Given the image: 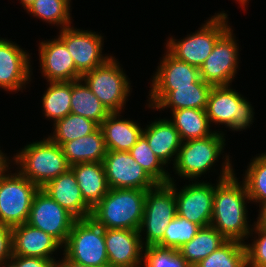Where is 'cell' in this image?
Masks as SVG:
<instances>
[{"label": "cell", "mask_w": 266, "mask_h": 267, "mask_svg": "<svg viewBox=\"0 0 266 267\" xmlns=\"http://www.w3.org/2000/svg\"><path fill=\"white\" fill-rule=\"evenodd\" d=\"M230 162V157L225 155L218 183L215 185L210 226L214 227L227 240L245 243V238H249L252 231L251 225L247 221L246 206V203L251 201L245 183L238 182Z\"/></svg>", "instance_id": "obj_1"}, {"label": "cell", "mask_w": 266, "mask_h": 267, "mask_svg": "<svg viewBox=\"0 0 266 267\" xmlns=\"http://www.w3.org/2000/svg\"><path fill=\"white\" fill-rule=\"evenodd\" d=\"M147 190L110 188L92 209L91 218L104 229H140Z\"/></svg>", "instance_id": "obj_2"}, {"label": "cell", "mask_w": 266, "mask_h": 267, "mask_svg": "<svg viewBox=\"0 0 266 267\" xmlns=\"http://www.w3.org/2000/svg\"><path fill=\"white\" fill-rule=\"evenodd\" d=\"M10 162L17 165L18 171L39 188L70 168L62 147L49 137L27 144Z\"/></svg>", "instance_id": "obj_3"}, {"label": "cell", "mask_w": 266, "mask_h": 267, "mask_svg": "<svg viewBox=\"0 0 266 267\" xmlns=\"http://www.w3.org/2000/svg\"><path fill=\"white\" fill-rule=\"evenodd\" d=\"M224 12L215 13L192 35L181 40L169 37L166 50L176 59L200 68L212 53L217 40L231 27Z\"/></svg>", "instance_id": "obj_4"}, {"label": "cell", "mask_w": 266, "mask_h": 267, "mask_svg": "<svg viewBox=\"0 0 266 267\" xmlns=\"http://www.w3.org/2000/svg\"><path fill=\"white\" fill-rule=\"evenodd\" d=\"M174 180L171 177L169 183L157 184L147 190L143 220L139 229L144 247L157 245L163 239L166 227L177 215ZM142 234L146 237L143 238Z\"/></svg>", "instance_id": "obj_5"}, {"label": "cell", "mask_w": 266, "mask_h": 267, "mask_svg": "<svg viewBox=\"0 0 266 267\" xmlns=\"http://www.w3.org/2000/svg\"><path fill=\"white\" fill-rule=\"evenodd\" d=\"M104 228L91 217L76 219L68 235L63 255L82 265L100 267L109 264Z\"/></svg>", "instance_id": "obj_6"}, {"label": "cell", "mask_w": 266, "mask_h": 267, "mask_svg": "<svg viewBox=\"0 0 266 267\" xmlns=\"http://www.w3.org/2000/svg\"><path fill=\"white\" fill-rule=\"evenodd\" d=\"M224 135L223 131H216L204 138L183 141L173 166L174 174L193 181L209 172L223 153L226 144Z\"/></svg>", "instance_id": "obj_7"}, {"label": "cell", "mask_w": 266, "mask_h": 267, "mask_svg": "<svg viewBox=\"0 0 266 267\" xmlns=\"http://www.w3.org/2000/svg\"><path fill=\"white\" fill-rule=\"evenodd\" d=\"M117 60L113 56L81 77L110 113L122 112L131 90L130 79Z\"/></svg>", "instance_id": "obj_8"}, {"label": "cell", "mask_w": 266, "mask_h": 267, "mask_svg": "<svg viewBox=\"0 0 266 267\" xmlns=\"http://www.w3.org/2000/svg\"><path fill=\"white\" fill-rule=\"evenodd\" d=\"M253 109L250 101L230 86H213L205 111L210 124H221L233 131H241L254 122Z\"/></svg>", "instance_id": "obj_9"}, {"label": "cell", "mask_w": 266, "mask_h": 267, "mask_svg": "<svg viewBox=\"0 0 266 267\" xmlns=\"http://www.w3.org/2000/svg\"><path fill=\"white\" fill-rule=\"evenodd\" d=\"M16 172L0 178V224L11 228L27 223L33 199L40 189Z\"/></svg>", "instance_id": "obj_10"}, {"label": "cell", "mask_w": 266, "mask_h": 267, "mask_svg": "<svg viewBox=\"0 0 266 267\" xmlns=\"http://www.w3.org/2000/svg\"><path fill=\"white\" fill-rule=\"evenodd\" d=\"M237 41L230 27L216 42L212 53L199 68L200 78L212 86H231L238 68Z\"/></svg>", "instance_id": "obj_11"}, {"label": "cell", "mask_w": 266, "mask_h": 267, "mask_svg": "<svg viewBox=\"0 0 266 267\" xmlns=\"http://www.w3.org/2000/svg\"><path fill=\"white\" fill-rule=\"evenodd\" d=\"M75 220L71 213L40 188L33 199L27 224L51 235L63 246Z\"/></svg>", "instance_id": "obj_12"}, {"label": "cell", "mask_w": 266, "mask_h": 267, "mask_svg": "<svg viewBox=\"0 0 266 267\" xmlns=\"http://www.w3.org/2000/svg\"><path fill=\"white\" fill-rule=\"evenodd\" d=\"M161 59L150 83L147 106L153 110L175 87L191 86L200 79L199 68L176 59L167 50Z\"/></svg>", "instance_id": "obj_13"}, {"label": "cell", "mask_w": 266, "mask_h": 267, "mask_svg": "<svg viewBox=\"0 0 266 267\" xmlns=\"http://www.w3.org/2000/svg\"><path fill=\"white\" fill-rule=\"evenodd\" d=\"M58 38L67 47L76 69L83 75L106 63L111 55H102L103 36L91 30L68 26L59 31Z\"/></svg>", "instance_id": "obj_14"}, {"label": "cell", "mask_w": 266, "mask_h": 267, "mask_svg": "<svg viewBox=\"0 0 266 267\" xmlns=\"http://www.w3.org/2000/svg\"><path fill=\"white\" fill-rule=\"evenodd\" d=\"M103 165L109 188L149 190L157 185L129 151L108 150Z\"/></svg>", "instance_id": "obj_15"}, {"label": "cell", "mask_w": 266, "mask_h": 267, "mask_svg": "<svg viewBox=\"0 0 266 267\" xmlns=\"http://www.w3.org/2000/svg\"><path fill=\"white\" fill-rule=\"evenodd\" d=\"M176 186L175 183L177 214L201 228L210 226L215 184L194 180L180 190Z\"/></svg>", "instance_id": "obj_16"}, {"label": "cell", "mask_w": 266, "mask_h": 267, "mask_svg": "<svg viewBox=\"0 0 266 267\" xmlns=\"http://www.w3.org/2000/svg\"><path fill=\"white\" fill-rule=\"evenodd\" d=\"M30 57L17 43L0 38V88L11 92L26 89L33 75Z\"/></svg>", "instance_id": "obj_17"}, {"label": "cell", "mask_w": 266, "mask_h": 267, "mask_svg": "<svg viewBox=\"0 0 266 267\" xmlns=\"http://www.w3.org/2000/svg\"><path fill=\"white\" fill-rule=\"evenodd\" d=\"M41 73L47 82H71L81 79L74 61L65 46L57 37L39 43Z\"/></svg>", "instance_id": "obj_18"}, {"label": "cell", "mask_w": 266, "mask_h": 267, "mask_svg": "<svg viewBox=\"0 0 266 267\" xmlns=\"http://www.w3.org/2000/svg\"><path fill=\"white\" fill-rule=\"evenodd\" d=\"M108 262L114 267H141L144 246L138 230H104Z\"/></svg>", "instance_id": "obj_19"}, {"label": "cell", "mask_w": 266, "mask_h": 267, "mask_svg": "<svg viewBox=\"0 0 266 267\" xmlns=\"http://www.w3.org/2000/svg\"><path fill=\"white\" fill-rule=\"evenodd\" d=\"M60 248L55 238L27 223L12 228V256L54 259L53 252Z\"/></svg>", "instance_id": "obj_20"}, {"label": "cell", "mask_w": 266, "mask_h": 267, "mask_svg": "<svg viewBox=\"0 0 266 267\" xmlns=\"http://www.w3.org/2000/svg\"><path fill=\"white\" fill-rule=\"evenodd\" d=\"M41 189L76 219L91 217L92 208L84 201L78 182L70 168Z\"/></svg>", "instance_id": "obj_21"}, {"label": "cell", "mask_w": 266, "mask_h": 267, "mask_svg": "<svg viewBox=\"0 0 266 267\" xmlns=\"http://www.w3.org/2000/svg\"><path fill=\"white\" fill-rule=\"evenodd\" d=\"M142 134L147 138L151 150L161 159L165 166L170 164L171 160L174 165L183 141L169 119H156L143 128Z\"/></svg>", "instance_id": "obj_22"}, {"label": "cell", "mask_w": 266, "mask_h": 267, "mask_svg": "<svg viewBox=\"0 0 266 267\" xmlns=\"http://www.w3.org/2000/svg\"><path fill=\"white\" fill-rule=\"evenodd\" d=\"M84 201L93 209L108 193L103 162L77 163L70 166Z\"/></svg>", "instance_id": "obj_23"}, {"label": "cell", "mask_w": 266, "mask_h": 267, "mask_svg": "<svg viewBox=\"0 0 266 267\" xmlns=\"http://www.w3.org/2000/svg\"><path fill=\"white\" fill-rule=\"evenodd\" d=\"M120 116V112L110 113L99 125L107 150L129 151L142 135L143 128L138 123Z\"/></svg>", "instance_id": "obj_24"}, {"label": "cell", "mask_w": 266, "mask_h": 267, "mask_svg": "<svg viewBox=\"0 0 266 267\" xmlns=\"http://www.w3.org/2000/svg\"><path fill=\"white\" fill-rule=\"evenodd\" d=\"M61 147L70 166L77 163L103 162L108 151L100 127L89 135L65 142Z\"/></svg>", "instance_id": "obj_25"}, {"label": "cell", "mask_w": 266, "mask_h": 267, "mask_svg": "<svg viewBox=\"0 0 266 267\" xmlns=\"http://www.w3.org/2000/svg\"><path fill=\"white\" fill-rule=\"evenodd\" d=\"M213 86L201 78L191 86L175 87L154 109L170 108L171 111L184 108L205 110L208 95Z\"/></svg>", "instance_id": "obj_26"}, {"label": "cell", "mask_w": 266, "mask_h": 267, "mask_svg": "<svg viewBox=\"0 0 266 267\" xmlns=\"http://www.w3.org/2000/svg\"><path fill=\"white\" fill-rule=\"evenodd\" d=\"M227 239L214 227L207 226L201 228L195 237L186 242L178 252L191 267L208 257L212 252L222 246Z\"/></svg>", "instance_id": "obj_27"}, {"label": "cell", "mask_w": 266, "mask_h": 267, "mask_svg": "<svg viewBox=\"0 0 266 267\" xmlns=\"http://www.w3.org/2000/svg\"><path fill=\"white\" fill-rule=\"evenodd\" d=\"M71 113L91 119L98 125L110 114L82 80L71 81Z\"/></svg>", "instance_id": "obj_28"}, {"label": "cell", "mask_w": 266, "mask_h": 267, "mask_svg": "<svg viewBox=\"0 0 266 267\" xmlns=\"http://www.w3.org/2000/svg\"><path fill=\"white\" fill-rule=\"evenodd\" d=\"M169 119L180 134L182 141L204 138L216 132L210 129V121L205 110L184 108L172 111Z\"/></svg>", "instance_id": "obj_29"}, {"label": "cell", "mask_w": 266, "mask_h": 267, "mask_svg": "<svg viewBox=\"0 0 266 267\" xmlns=\"http://www.w3.org/2000/svg\"><path fill=\"white\" fill-rule=\"evenodd\" d=\"M42 96L44 116L54 123L71 113V82H48Z\"/></svg>", "instance_id": "obj_30"}, {"label": "cell", "mask_w": 266, "mask_h": 267, "mask_svg": "<svg viewBox=\"0 0 266 267\" xmlns=\"http://www.w3.org/2000/svg\"><path fill=\"white\" fill-rule=\"evenodd\" d=\"M53 126L54 132L48 137L60 146L65 142L89 135L99 127L93 120L74 113L56 121Z\"/></svg>", "instance_id": "obj_31"}, {"label": "cell", "mask_w": 266, "mask_h": 267, "mask_svg": "<svg viewBox=\"0 0 266 267\" xmlns=\"http://www.w3.org/2000/svg\"><path fill=\"white\" fill-rule=\"evenodd\" d=\"M129 153L157 184L170 182L172 175L166 170V167L164 168L165 164L161 159L151 150L147 138L143 134L129 150Z\"/></svg>", "instance_id": "obj_32"}, {"label": "cell", "mask_w": 266, "mask_h": 267, "mask_svg": "<svg viewBox=\"0 0 266 267\" xmlns=\"http://www.w3.org/2000/svg\"><path fill=\"white\" fill-rule=\"evenodd\" d=\"M71 0H36L26 11L61 29L71 26Z\"/></svg>", "instance_id": "obj_33"}, {"label": "cell", "mask_w": 266, "mask_h": 267, "mask_svg": "<svg viewBox=\"0 0 266 267\" xmlns=\"http://www.w3.org/2000/svg\"><path fill=\"white\" fill-rule=\"evenodd\" d=\"M196 267H247L245 243L227 240Z\"/></svg>", "instance_id": "obj_34"}, {"label": "cell", "mask_w": 266, "mask_h": 267, "mask_svg": "<svg viewBox=\"0 0 266 267\" xmlns=\"http://www.w3.org/2000/svg\"><path fill=\"white\" fill-rule=\"evenodd\" d=\"M245 171L243 182L251 202H266V152L251 159Z\"/></svg>", "instance_id": "obj_35"}, {"label": "cell", "mask_w": 266, "mask_h": 267, "mask_svg": "<svg viewBox=\"0 0 266 267\" xmlns=\"http://www.w3.org/2000/svg\"><path fill=\"white\" fill-rule=\"evenodd\" d=\"M200 229L199 225L177 214L166 227L163 239L157 245L179 250L186 242L191 241Z\"/></svg>", "instance_id": "obj_36"}, {"label": "cell", "mask_w": 266, "mask_h": 267, "mask_svg": "<svg viewBox=\"0 0 266 267\" xmlns=\"http://www.w3.org/2000/svg\"><path fill=\"white\" fill-rule=\"evenodd\" d=\"M142 267H191L178 250L150 245L144 248Z\"/></svg>", "instance_id": "obj_37"}, {"label": "cell", "mask_w": 266, "mask_h": 267, "mask_svg": "<svg viewBox=\"0 0 266 267\" xmlns=\"http://www.w3.org/2000/svg\"><path fill=\"white\" fill-rule=\"evenodd\" d=\"M253 224L249 236H253V232L258 236L252 239L254 241L251 244L245 243L247 267H266V228L258 226L255 222Z\"/></svg>", "instance_id": "obj_38"}, {"label": "cell", "mask_w": 266, "mask_h": 267, "mask_svg": "<svg viewBox=\"0 0 266 267\" xmlns=\"http://www.w3.org/2000/svg\"><path fill=\"white\" fill-rule=\"evenodd\" d=\"M12 257V228L0 224V264Z\"/></svg>", "instance_id": "obj_39"}, {"label": "cell", "mask_w": 266, "mask_h": 267, "mask_svg": "<svg viewBox=\"0 0 266 267\" xmlns=\"http://www.w3.org/2000/svg\"><path fill=\"white\" fill-rule=\"evenodd\" d=\"M11 259L18 267H50L56 259H45L27 256H12Z\"/></svg>", "instance_id": "obj_40"}, {"label": "cell", "mask_w": 266, "mask_h": 267, "mask_svg": "<svg viewBox=\"0 0 266 267\" xmlns=\"http://www.w3.org/2000/svg\"><path fill=\"white\" fill-rule=\"evenodd\" d=\"M10 160L11 159H9V157H7L5 153L0 150V178H3L9 172Z\"/></svg>", "instance_id": "obj_41"}, {"label": "cell", "mask_w": 266, "mask_h": 267, "mask_svg": "<svg viewBox=\"0 0 266 267\" xmlns=\"http://www.w3.org/2000/svg\"><path fill=\"white\" fill-rule=\"evenodd\" d=\"M259 215L257 217L256 224L266 228V202L259 206Z\"/></svg>", "instance_id": "obj_42"}, {"label": "cell", "mask_w": 266, "mask_h": 267, "mask_svg": "<svg viewBox=\"0 0 266 267\" xmlns=\"http://www.w3.org/2000/svg\"><path fill=\"white\" fill-rule=\"evenodd\" d=\"M58 262L63 266V267H89V266H85L79 263H76L68 258H66L65 256L62 257V260H58Z\"/></svg>", "instance_id": "obj_43"}, {"label": "cell", "mask_w": 266, "mask_h": 267, "mask_svg": "<svg viewBox=\"0 0 266 267\" xmlns=\"http://www.w3.org/2000/svg\"><path fill=\"white\" fill-rule=\"evenodd\" d=\"M0 267H18V265L10 258L2 262Z\"/></svg>", "instance_id": "obj_44"}, {"label": "cell", "mask_w": 266, "mask_h": 267, "mask_svg": "<svg viewBox=\"0 0 266 267\" xmlns=\"http://www.w3.org/2000/svg\"><path fill=\"white\" fill-rule=\"evenodd\" d=\"M22 7L24 10H27L36 0H20Z\"/></svg>", "instance_id": "obj_45"}, {"label": "cell", "mask_w": 266, "mask_h": 267, "mask_svg": "<svg viewBox=\"0 0 266 267\" xmlns=\"http://www.w3.org/2000/svg\"><path fill=\"white\" fill-rule=\"evenodd\" d=\"M50 267H63V266L58 261H55Z\"/></svg>", "instance_id": "obj_46"}, {"label": "cell", "mask_w": 266, "mask_h": 267, "mask_svg": "<svg viewBox=\"0 0 266 267\" xmlns=\"http://www.w3.org/2000/svg\"><path fill=\"white\" fill-rule=\"evenodd\" d=\"M249 0H243V7L242 8H245V5H247V2H248Z\"/></svg>", "instance_id": "obj_47"}, {"label": "cell", "mask_w": 266, "mask_h": 267, "mask_svg": "<svg viewBox=\"0 0 266 267\" xmlns=\"http://www.w3.org/2000/svg\"><path fill=\"white\" fill-rule=\"evenodd\" d=\"M239 4H240V6H243V0H236Z\"/></svg>", "instance_id": "obj_48"}, {"label": "cell", "mask_w": 266, "mask_h": 267, "mask_svg": "<svg viewBox=\"0 0 266 267\" xmlns=\"http://www.w3.org/2000/svg\"><path fill=\"white\" fill-rule=\"evenodd\" d=\"M100 267H114V266H112V265H110V264H107V265L100 266Z\"/></svg>", "instance_id": "obj_49"}]
</instances>
